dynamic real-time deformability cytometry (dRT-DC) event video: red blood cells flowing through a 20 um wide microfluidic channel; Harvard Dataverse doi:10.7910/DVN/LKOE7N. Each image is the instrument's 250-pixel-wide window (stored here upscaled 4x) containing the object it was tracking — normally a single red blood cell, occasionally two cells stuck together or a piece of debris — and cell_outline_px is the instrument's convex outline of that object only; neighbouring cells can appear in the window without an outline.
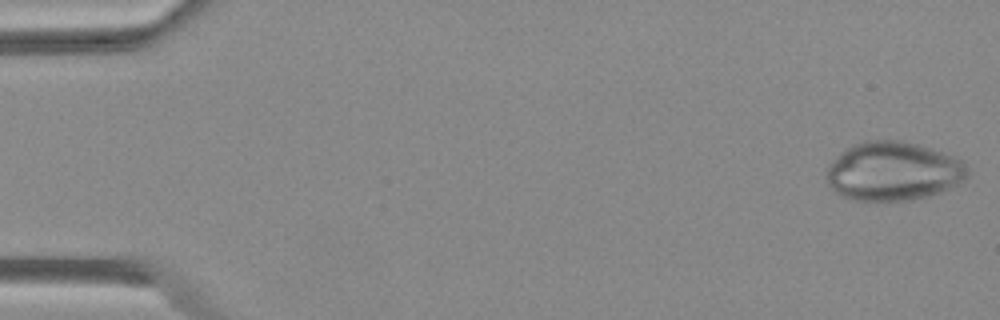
{"species": "Egyptian fruit bat (a non-hibernating species)", "species_latin": "Rousettus aegyptiacus", "temperature_condition": "warm", "stored_images_in_passage": 13, "camera_frame_rate_fps": 3000, "um_per_image_px": 0.085, "animal": {"sex": "female"}, "frame": {"image": 1, "passage_image": 1, "time_ms": 0.0, "image_size_px": [1000, 320], "cell_outline_px": [[968, 176], [964, 180], [948, 188], [928, 196], [908, 200], [852, 200], [840, 196], [828, 184], [828, 164], [840, 152], [852, 144], [868, 140], [900, 140], [916, 144], [952, 156], [960, 160], [964, 164], [968, 172]], "centroid_in_image_um": [75.88, 14.55], "position_along_channel_um": 9.1, "area_um2": 47.92}}